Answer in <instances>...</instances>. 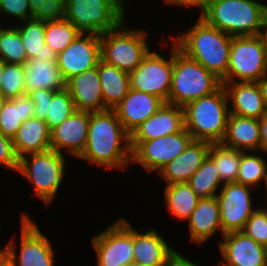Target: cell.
<instances>
[{
	"instance_id": "ffe728a7",
	"label": "cell",
	"mask_w": 267,
	"mask_h": 266,
	"mask_svg": "<svg viewBox=\"0 0 267 266\" xmlns=\"http://www.w3.org/2000/svg\"><path fill=\"white\" fill-rule=\"evenodd\" d=\"M183 128V107L164 103L156 113L133 131L130 135V141H150L177 133Z\"/></svg>"
},
{
	"instance_id": "277c9868",
	"label": "cell",
	"mask_w": 267,
	"mask_h": 266,
	"mask_svg": "<svg viewBox=\"0 0 267 266\" xmlns=\"http://www.w3.org/2000/svg\"><path fill=\"white\" fill-rule=\"evenodd\" d=\"M266 7L255 0H215L200 17L230 36H255L262 32Z\"/></svg>"
},
{
	"instance_id": "d6a6232c",
	"label": "cell",
	"mask_w": 267,
	"mask_h": 266,
	"mask_svg": "<svg viewBox=\"0 0 267 266\" xmlns=\"http://www.w3.org/2000/svg\"><path fill=\"white\" fill-rule=\"evenodd\" d=\"M208 157L216 164L222 185L236 182L240 167L241 151L222 145L211 144Z\"/></svg>"
},
{
	"instance_id": "ab89813d",
	"label": "cell",
	"mask_w": 267,
	"mask_h": 266,
	"mask_svg": "<svg viewBox=\"0 0 267 266\" xmlns=\"http://www.w3.org/2000/svg\"><path fill=\"white\" fill-rule=\"evenodd\" d=\"M0 164L17 171L19 158L16 154L13 139L6 137L0 131Z\"/></svg>"
},
{
	"instance_id": "4fadbf2b",
	"label": "cell",
	"mask_w": 267,
	"mask_h": 266,
	"mask_svg": "<svg viewBox=\"0 0 267 266\" xmlns=\"http://www.w3.org/2000/svg\"><path fill=\"white\" fill-rule=\"evenodd\" d=\"M21 244L19 257L15 245L9 241L3 249L10 256L14 266H54V251L50 240L41 233L37 224L27 215H21ZM18 257V263L16 259Z\"/></svg>"
},
{
	"instance_id": "bcb514c9",
	"label": "cell",
	"mask_w": 267,
	"mask_h": 266,
	"mask_svg": "<svg viewBox=\"0 0 267 266\" xmlns=\"http://www.w3.org/2000/svg\"><path fill=\"white\" fill-rule=\"evenodd\" d=\"M215 0H190L191 7H199L202 11L201 14L209 7Z\"/></svg>"
},
{
	"instance_id": "db71d44e",
	"label": "cell",
	"mask_w": 267,
	"mask_h": 266,
	"mask_svg": "<svg viewBox=\"0 0 267 266\" xmlns=\"http://www.w3.org/2000/svg\"><path fill=\"white\" fill-rule=\"evenodd\" d=\"M127 266H145V265L137 263V262H131Z\"/></svg>"
},
{
	"instance_id": "cb8c5ba5",
	"label": "cell",
	"mask_w": 267,
	"mask_h": 266,
	"mask_svg": "<svg viewBox=\"0 0 267 266\" xmlns=\"http://www.w3.org/2000/svg\"><path fill=\"white\" fill-rule=\"evenodd\" d=\"M222 145L240 151H261L258 119L230 114Z\"/></svg>"
},
{
	"instance_id": "83f0119b",
	"label": "cell",
	"mask_w": 267,
	"mask_h": 266,
	"mask_svg": "<svg viewBox=\"0 0 267 266\" xmlns=\"http://www.w3.org/2000/svg\"><path fill=\"white\" fill-rule=\"evenodd\" d=\"M13 143L18 158L51 149L50 131L46 122L36 117H30L18 129Z\"/></svg>"
},
{
	"instance_id": "7bdbcfd3",
	"label": "cell",
	"mask_w": 267,
	"mask_h": 266,
	"mask_svg": "<svg viewBox=\"0 0 267 266\" xmlns=\"http://www.w3.org/2000/svg\"><path fill=\"white\" fill-rule=\"evenodd\" d=\"M164 266H198L175 250L168 256Z\"/></svg>"
},
{
	"instance_id": "2e32d148",
	"label": "cell",
	"mask_w": 267,
	"mask_h": 266,
	"mask_svg": "<svg viewBox=\"0 0 267 266\" xmlns=\"http://www.w3.org/2000/svg\"><path fill=\"white\" fill-rule=\"evenodd\" d=\"M219 248L225 261L217 266H267V248L242 231L223 235Z\"/></svg>"
},
{
	"instance_id": "7a4b0ae2",
	"label": "cell",
	"mask_w": 267,
	"mask_h": 266,
	"mask_svg": "<svg viewBox=\"0 0 267 266\" xmlns=\"http://www.w3.org/2000/svg\"><path fill=\"white\" fill-rule=\"evenodd\" d=\"M232 37L199 17L191 29L173 39L182 52L222 81L227 74Z\"/></svg>"
},
{
	"instance_id": "74e56055",
	"label": "cell",
	"mask_w": 267,
	"mask_h": 266,
	"mask_svg": "<svg viewBox=\"0 0 267 266\" xmlns=\"http://www.w3.org/2000/svg\"><path fill=\"white\" fill-rule=\"evenodd\" d=\"M1 81L0 93L5 99H12L25 95V65L3 62Z\"/></svg>"
},
{
	"instance_id": "d590c367",
	"label": "cell",
	"mask_w": 267,
	"mask_h": 266,
	"mask_svg": "<svg viewBox=\"0 0 267 266\" xmlns=\"http://www.w3.org/2000/svg\"><path fill=\"white\" fill-rule=\"evenodd\" d=\"M0 60L9 64L24 65L28 60L25 47L16 27H0Z\"/></svg>"
},
{
	"instance_id": "ac0fdd59",
	"label": "cell",
	"mask_w": 267,
	"mask_h": 266,
	"mask_svg": "<svg viewBox=\"0 0 267 266\" xmlns=\"http://www.w3.org/2000/svg\"><path fill=\"white\" fill-rule=\"evenodd\" d=\"M89 121V111H75L50 132V148L58 153L66 148L78 158L87 143Z\"/></svg>"
},
{
	"instance_id": "4dcf8cb0",
	"label": "cell",
	"mask_w": 267,
	"mask_h": 266,
	"mask_svg": "<svg viewBox=\"0 0 267 266\" xmlns=\"http://www.w3.org/2000/svg\"><path fill=\"white\" fill-rule=\"evenodd\" d=\"M30 117H34V103L28 94L6 99L0 111V131L13 139L22 123Z\"/></svg>"
},
{
	"instance_id": "3957f363",
	"label": "cell",
	"mask_w": 267,
	"mask_h": 266,
	"mask_svg": "<svg viewBox=\"0 0 267 266\" xmlns=\"http://www.w3.org/2000/svg\"><path fill=\"white\" fill-rule=\"evenodd\" d=\"M227 92L223 84L213 93L187 103L184 107V128L195 141L221 143L230 115Z\"/></svg>"
},
{
	"instance_id": "8992f818",
	"label": "cell",
	"mask_w": 267,
	"mask_h": 266,
	"mask_svg": "<svg viewBox=\"0 0 267 266\" xmlns=\"http://www.w3.org/2000/svg\"><path fill=\"white\" fill-rule=\"evenodd\" d=\"M124 22L100 35L101 60L129 74L142 63L150 48L146 31L131 30Z\"/></svg>"
},
{
	"instance_id": "7c38bea8",
	"label": "cell",
	"mask_w": 267,
	"mask_h": 266,
	"mask_svg": "<svg viewBox=\"0 0 267 266\" xmlns=\"http://www.w3.org/2000/svg\"><path fill=\"white\" fill-rule=\"evenodd\" d=\"M169 59L149 51L142 63L129 73L130 88L153 94L168 102L173 73V41Z\"/></svg>"
},
{
	"instance_id": "f35d334b",
	"label": "cell",
	"mask_w": 267,
	"mask_h": 266,
	"mask_svg": "<svg viewBox=\"0 0 267 266\" xmlns=\"http://www.w3.org/2000/svg\"><path fill=\"white\" fill-rule=\"evenodd\" d=\"M242 232L267 248V210L256 209L247 220Z\"/></svg>"
},
{
	"instance_id": "11a10c76",
	"label": "cell",
	"mask_w": 267,
	"mask_h": 266,
	"mask_svg": "<svg viewBox=\"0 0 267 266\" xmlns=\"http://www.w3.org/2000/svg\"><path fill=\"white\" fill-rule=\"evenodd\" d=\"M265 182V186H266V191H267V179L264 181ZM267 195V192H266ZM267 198V197H266Z\"/></svg>"
},
{
	"instance_id": "f546056e",
	"label": "cell",
	"mask_w": 267,
	"mask_h": 266,
	"mask_svg": "<svg viewBox=\"0 0 267 266\" xmlns=\"http://www.w3.org/2000/svg\"><path fill=\"white\" fill-rule=\"evenodd\" d=\"M106 109L115 108L130 89L129 74L100 60L97 65Z\"/></svg>"
},
{
	"instance_id": "6da1fadb",
	"label": "cell",
	"mask_w": 267,
	"mask_h": 266,
	"mask_svg": "<svg viewBox=\"0 0 267 266\" xmlns=\"http://www.w3.org/2000/svg\"><path fill=\"white\" fill-rule=\"evenodd\" d=\"M78 158L105 169L122 170L132 164L130 134L113 109L90 112L87 143Z\"/></svg>"
},
{
	"instance_id": "7402d4cb",
	"label": "cell",
	"mask_w": 267,
	"mask_h": 266,
	"mask_svg": "<svg viewBox=\"0 0 267 266\" xmlns=\"http://www.w3.org/2000/svg\"><path fill=\"white\" fill-rule=\"evenodd\" d=\"M210 146L209 142L193 140L181 154L159 171L166 185L188 182L208 156Z\"/></svg>"
},
{
	"instance_id": "1f68e13d",
	"label": "cell",
	"mask_w": 267,
	"mask_h": 266,
	"mask_svg": "<svg viewBox=\"0 0 267 266\" xmlns=\"http://www.w3.org/2000/svg\"><path fill=\"white\" fill-rule=\"evenodd\" d=\"M165 202L168 210L176 218L187 221L200 198L192 191L188 182L166 185Z\"/></svg>"
},
{
	"instance_id": "8d00e7d4",
	"label": "cell",
	"mask_w": 267,
	"mask_h": 266,
	"mask_svg": "<svg viewBox=\"0 0 267 266\" xmlns=\"http://www.w3.org/2000/svg\"><path fill=\"white\" fill-rule=\"evenodd\" d=\"M265 161L260 156L241 151L240 167L236 182L253 188L259 187V183L267 179V164Z\"/></svg>"
},
{
	"instance_id": "44dd1931",
	"label": "cell",
	"mask_w": 267,
	"mask_h": 266,
	"mask_svg": "<svg viewBox=\"0 0 267 266\" xmlns=\"http://www.w3.org/2000/svg\"><path fill=\"white\" fill-rule=\"evenodd\" d=\"M66 89L72 96L76 111L105 110L97 66L67 79Z\"/></svg>"
},
{
	"instance_id": "603a6c76",
	"label": "cell",
	"mask_w": 267,
	"mask_h": 266,
	"mask_svg": "<svg viewBox=\"0 0 267 266\" xmlns=\"http://www.w3.org/2000/svg\"><path fill=\"white\" fill-rule=\"evenodd\" d=\"M228 99H231L230 114L260 119L267 108L257 82L222 83Z\"/></svg>"
},
{
	"instance_id": "f6af8a7d",
	"label": "cell",
	"mask_w": 267,
	"mask_h": 266,
	"mask_svg": "<svg viewBox=\"0 0 267 266\" xmlns=\"http://www.w3.org/2000/svg\"><path fill=\"white\" fill-rule=\"evenodd\" d=\"M28 1L31 12V18H33L39 12L40 8H43L45 0H28Z\"/></svg>"
},
{
	"instance_id": "836d02e7",
	"label": "cell",
	"mask_w": 267,
	"mask_h": 266,
	"mask_svg": "<svg viewBox=\"0 0 267 266\" xmlns=\"http://www.w3.org/2000/svg\"><path fill=\"white\" fill-rule=\"evenodd\" d=\"M192 191L200 198L216 197V191L222 183L216 164L207 156L201 166L188 180Z\"/></svg>"
},
{
	"instance_id": "f5cc1de1",
	"label": "cell",
	"mask_w": 267,
	"mask_h": 266,
	"mask_svg": "<svg viewBox=\"0 0 267 266\" xmlns=\"http://www.w3.org/2000/svg\"><path fill=\"white\" fill-rule=\"evenodd\" d=\"M5 98H4V96L0 93V111H1V109H2V106H3V104H4V102H5Z\"/></svg>"
},
{
	"instance_id": "9f6ffc18",
	"label": "cell",
	"mask_w": 267,
	"mask_h": 266,
	"mask_svg": "<svg viewBox=\"0 0 267 266\" xmlns=\"http://www.w3.org/2000/svg\"><path fill=\"white\" fill-rule=\"evenodd\" d=\"M60 1L66 4L68 0H60Z\"/></svg>"
},
{
	"instance_id": "9a60e30c",
	"label": "cell",
	"mask_w": 267,
	"mask_h": 266,
	"mask_svg": "<svg viewBox=\"0 0 267 266\" xmlns=\"http://www.w3.org/2000/svg\"><path fill=\"white\" fill-rule=\"evenodd\" d=\"M100 60V35L92 33H80L57 55V64L65 80L96 67Z\"/></svg>"
},
{
	"instance_id": "c3c4849f",
	"label": "cell",
	"mask_w": 267,
	"mask_h": 266,
	"mask_svg": "<svg viewBox=\"0 0 267 266\" xmlns=\"http://www.w3.org/2000/svg\"><path fill=\"white\" fill-rule=\"evenodd\" d=\"M0 266H14L10 256L3 248L0 249Z\"/></svg>"
},
{
	"instance_id": "b9f144b4",
	"label": "cell",
	"mask_w": 267,
	"mask_h": 266,
	"mask_svg": "<svg viewBox=\"0 0 267 266\" xmlns=\"http://www.w3.org/2000/svg\"><path fill=\"white\" fill-rule=\"evenodd\" d=\"M44 22L65 18V4L60 0H45L43 8L33 17Z\"/></svg>"
},
{
	"instance_id": "484cf974",
	"label": "cell",
	"mask_w": 267,
	"mask_h": 266,
	"mask_svg": "<svg viewBox=\"0 0 267 266\" xmlns=\"http://www.w3.org/2000/svg\"><path fill=\"white\" fill-rule=\"evenodd\" d=\"M174 251L154 229L140 233L133 228L134 262L145 266H164Z\"/></svg>"
},
{
	"instance_id": "681fc988",
	"label": "cell",
	"mask_w": 267,
	"mask_h": 266,
	"mask_svg": "<svg viewBox=\"0 0 267 266\" xmlns=\"http://www.w3.org/2000/svg\"><path fill=\"white\" fill-rule=\"evenodd\" d=\"M260 35L263 38V41H264V44H265V49H266V52H267V13H266V16H265L263 29H262V32H261Z\"/></svg>"
},
{
	"instance_id": "f907efd6",
	"label": "cell",
	"mask_w": 267,
	"mask_h": 266,
	"mask_svg": "<svg viewBox=\"0 0 267 266\" xmlns=\"http://www.w3.org/2000/svg\"><path fill=\"white\" fill-rule=\"evenodd\" d=\"M166 3H170L173 5H182L185 7H190V0H164Z\"/></svg>"
},
{
	"instance_id": "4316f807",
	"label": "cell",
	"mask_w": 267,
	"mask_h": 266,
	"mask_svg": "<svg viewBox=\"0 0 267 266\" xmlns=\"http://www.w3.org/2000/svg\"><path fill=\"white\" fill-rule=\"evenodd\" d=\"M25 91L30 94L38 89L60 91L66 88L57 61L44 62L41 59H29L25 62Z\"/></svg>"
},
{
	"instance_id": "7dc6e473",
	"label": "cell",
	"mask_w": 267,
	"mask_h": 266,
	"mask_svg": "<svg viewBox=\"0 0 267 266\" xmlns=\"http://www.w3.org/2000/svg\"><path fill=\"white\" fill-rule=\"evenodd\" d=\"M257 83L267 108V74L263 76Z\"/></svg>"
},
{
	"instance_id": "5bb4252c",
	"label": "cell",
	"mask_w": 267,
	"mask_h": 266,
	"mask_svg": "<svg viewBox=\"0 0 267 266\" xmlns=\"http://www.w3.org/2000/svg\"><path fill=\"white\" fill-rule=\"evenodd\" d=\"M216 198L219 203L220 221L224 234L242 231L247 220L256 210L252 207L250 189L237 182L225 183ZM250 188V189H249Z\"/></svg>"
},
{
	"instance_id": "d6986e66",
	"label": "cell",
	"mask_w": 267,
	"mask_h": 266,
	"mask_svg": "<svg viewBox=\"0 0 267 266\" xmlns=\"http://www.w3.org/2000/svg\"><path fill=\"white\" fill-rule=\"evenodd\" d=\"M164 103L162 99L153 94L130 88L127 95L113 110L125 130L131 135L141 123L156 113Z\"/></svg>"
},
{
	"instance_id": "d4e9b609",
	"label": "cell",
	"mask_w": 267,
	"mask_h": 266,
	"mask_svg": "<svg viewBox=\"0 0 267 266\" xmlns=\"http://www.w3.org/2000/svg\"><path fill=\"white\" fill-rule=\"evenodd\" d=\"M187 221L189 223L190 240L195 243L203 244L217 230H220L224 235L220 221L219 203L216 197L200 199Z\"/></svg>"
},
{
	"instance_id": "52a82bcc",
	"label": "cell",
	"mask_w": 267,
	"mask_h": 266,
	"mask_svg": "<svg viewBox=\"0 0 267 266\" xmlns=\"http://www.w3.org/2000/svg\"><path fill=\"white\" fill-rule=\"evenodd\" d=\"M123 0H68L65 19L81 33L101 35L115 29L125 18Z\"/></svg>"
},
{
	"instance_id": "8fae6325",
	"label": "cell",
	"mask_w": 267,
	"mask_h": 266,
	"mask_svg": "<svg viewBox=\"0 0 267 266\" xmlns=\"http://www.w3.org/2000/svg\"><path fill=\"white\" fill-rule=\"evenodd\" d=\"M92 245L97 254V266H127L134 262L133 227L124 218L94 235Z\"/></svg>"
},
{
	"instance_id": "ee69618b",
	"label": "cell",
	"mask_w": 267,
	"mask_h": 266,
	"mask_svg": "<svg viewBox=\"0 0 267 266\" xmlns=\"http://www.w3.org/2000/svg\"><path fill=\"white\" fill-rule=\"evenodd\" d=\"M261 151L267 154V112L259 119Z\"/></svg>"
},
{
	"instance_id": "60d3db41",
	"label": "cell",
	"mask_w": 267,
	"mask_h": 266,
	"mask_svg": "<svg viewBox=\"0 0 267 266\" xmlns=\"http://www.w3.org/2000/svg\"><path fill=\"white\" fill-rule=\"evenodd\" d=\"M0 13L17 17L20 21L31 18L28 0H0Z\"/></svg>"
},
{
	"instance_id": "816d5d0a",
	"label": "cell",
	"mask_w": 267,
	"mask_h": 266,
	"mask_svg": "<svg viewBox=\"0 0 267 266\" xmlns=\"http://www.w3.org/2000/svg\"><path fill=\"white\" fill-rule=\"evenodd\" d=\"M2 75H3V61L0 60V86H1V79H2Z\"/></svg>"
},
{
	"instance_id": "30bf717a",
	"label": "cell",
	"mask_w": 267,
	"mask_h": 266,
	"mask_svg": "<svg viewBox=\"0 0 267 266\" xmlns=\"http://www.w3.org/2000/svg\"><path fill=\"white\" fill-rule=\"evenodd\" d=\"M193 141L192 135L183 128L177 133L150 141H130L132 163H138L147 172L159 171L181 154Z\"/></svg>"
},
{
	"instance_id": "ba28073f",
	"label": "cell",
	"mask_w": 267,
	"mask_h": 266,
	"mask_svg": "<svg viewBox=\"0 0 267 266\" xmlns=\"http://www.w3.org/2000/svg\"><path fill=\"white\" fill-rule=\"evenodd\" d=\"M65 168L63 153L49 149L19 158L17 173L32 182L37 197L50 205L61 186Z\"/></svg>"
},
{
	"instance_id": "e0dca14e",
	"label": "cell",
	"mask_w": 267,
	"mask_h": 266,
	"mask_svg": "<svg viewBox=\"0 0 267 266\" xmlns=\"http://www.w3.org/2000/svg\"><path fill=\"white\" fill-rule=\"evenodd\" d=\"M29 96L34 103V117L44 120L50 132L76 111L66 88L60 91L38 89Z\"/></svg>"
},
{
	"instance_id": "e575fe53",
	"label": "cell",
	"mask_w": 267,
	"mask_h": 266,
	"mask_svg": "<svg viewBox=\"0 0 267 266\" xmlns=\"http://www.w3.org/2000/svg\"><path fill=\"white\" fill-rule=\"evenodd\" d=\"M81 32L65 18L45 22V44L57 55L61 53Z\"/></svg>"
},
{
	"instance_id": "5b68a950",
	"label": "cell",
	"mask_w": 267,
	"mask_h": 266,
	"mask_svg": "<svg viewBox=\"0 0 267 266\" xmlns=\"http://www.w3.org/2000/svg\"><path fill=\"white\" fill-rule=\"evenodd\" d=\"M221 85L219 78L188 57L173 40V73L168 104L184 107L215 92Z\"/></svg>"
},
{
	"instance_id": "f1b7e54d",
	"label": "cell",
	"mask_w": 267,
	"mask_h": 266,
	"mask_svg": "<svg viewBox=\"0 0 267 266\" xmlns=\"http://www.w3.org/2000/svg\"><path fill=\"white\" fill-rule=\"evenodd\" d=\"M22 24L15 27L20 33L28 60L57 61V53L45 44V22L30 18L22 21Z\"/></svg>"
},
{
	"instance_id": "9c48e42d",
	"label": "cell",
	"mask_w": 267,
	"mask_h": 266,
	"mask_svg": "<svg viewBox=\"0 0 267 266\" xmlns=\"http://www.w3.org/2000/svg\"><path fill=\"white\" fill-rule=\"evenodd\" d=\"M267 74V52L261 35L233 36L222 83L258 82Z\"/></svg>"
}]
</instances>
